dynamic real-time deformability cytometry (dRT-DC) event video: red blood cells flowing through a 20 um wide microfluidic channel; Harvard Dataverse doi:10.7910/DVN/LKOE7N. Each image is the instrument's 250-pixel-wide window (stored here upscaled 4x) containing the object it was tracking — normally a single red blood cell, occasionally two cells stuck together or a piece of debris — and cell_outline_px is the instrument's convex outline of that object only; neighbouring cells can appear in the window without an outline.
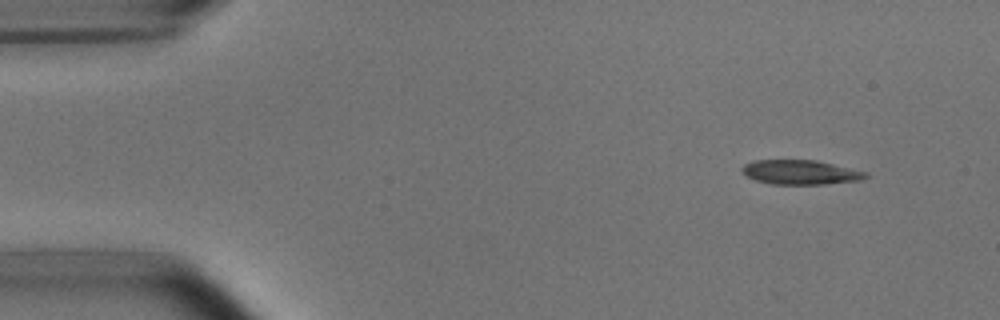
{"species": "common noctule bat (a hibernating species)", "species_latin": "Nyctalus noctula", "temperature_condition": "room temperature", "stored_images_in_passage": 8, "camera_frame_rate_fps": 3000, "um_per_image_px": 0.085, "animal": {"sex": "male", "body_mass_g": 15.6}, "frame": {"image": 1, "passage_image": 1, "time_ms": 0.0, "image_size_px": [1000, 320], "cell_outline_px": [[868, 176], [860, 180], [824, 184], [772, 184], [756, 180], [748, 176], [740, 168], [744, 164], [752, 160], [816, 160], [868, 172]], "centroid_in_image_um": [68.04, 14.63], "position_along_channel_um": 17.0, "area_um2": 17.51}}